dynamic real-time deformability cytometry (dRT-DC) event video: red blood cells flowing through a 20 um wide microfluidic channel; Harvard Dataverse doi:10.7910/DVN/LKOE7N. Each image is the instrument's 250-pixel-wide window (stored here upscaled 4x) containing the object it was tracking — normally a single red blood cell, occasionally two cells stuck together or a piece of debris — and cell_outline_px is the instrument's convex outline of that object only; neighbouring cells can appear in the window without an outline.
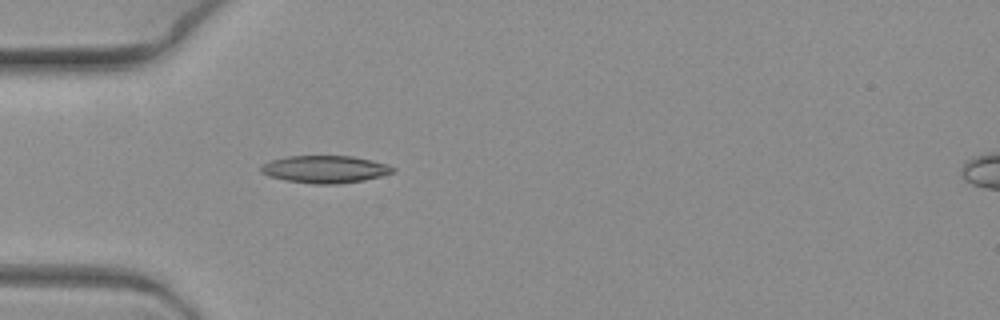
{"species": "common noctule bat (a hibernating species)", "species_latin": "Nyctalus noctula", "temperature_condition": "warm", "stored_images_in_passage": 5, "camera_frame_rate_fps": 3000, "um_per_image_px": 0.085, "animal": {"sex": "female", "body_mass_g": 19.3, "forearm_length_mm": 54.1}, "frame": {"image": 1, "passage_image": 5, "time_ms": 1.333, "image_size_px": [1000, 320], "cell_outline_px": [[396, 172], [364, 180], [336, 184], [312, 184], [284, 180], [268, 176], [260, 172], [260, 168], [264, 164], [272, 160], [288, 156], [352, 156], [372, 160], [388, 164], [396, 168]], "centroid_in_image_um": [27.65, 14.39], "position_along_channel_um": 57.3, "area_um2": 21.15}}